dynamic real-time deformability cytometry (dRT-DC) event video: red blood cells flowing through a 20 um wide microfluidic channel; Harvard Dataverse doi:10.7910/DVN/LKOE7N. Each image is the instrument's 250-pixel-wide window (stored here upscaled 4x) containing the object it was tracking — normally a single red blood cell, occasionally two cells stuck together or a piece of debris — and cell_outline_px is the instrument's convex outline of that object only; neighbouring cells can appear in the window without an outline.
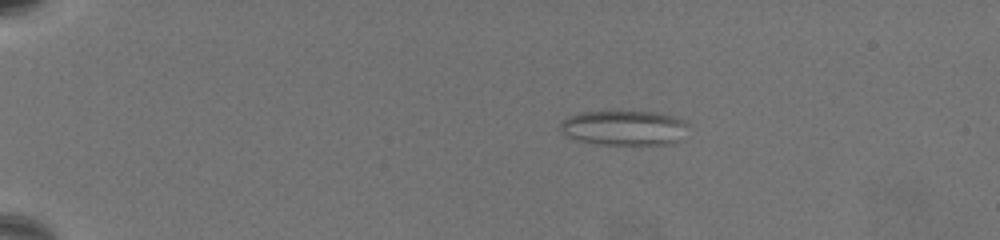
{"species": "common noctule bat (a hibernating species)", "species_latin": "Nyctalus noctula", "temperature_condition": "warm", "stored_images_in_passage": 67, "camera_frame_rate_fps": 3000, "um_per_image_px": 0.085, "animal": {"sex": "female", "body_mass_g": 19.5, "forearm_length_mm": 54.1}, "frame": {"image": 1, "passage_image": 15, "time_ms": 4.667, "image_size_px": [1000, 240], "cell_outline_px": [[688, 124], [676, 140], [672, 144], [596, 144], [576, 140], [568, 136], [560, 128], [560, 124], [568, 116], [580, 112], [620, 108], [656, 112], [672, 116], [684, 120]], "centroid_in_image_um": [52.98, 10.8], "position_along_channel_um": 32.0, "area_um2": 26.59}}
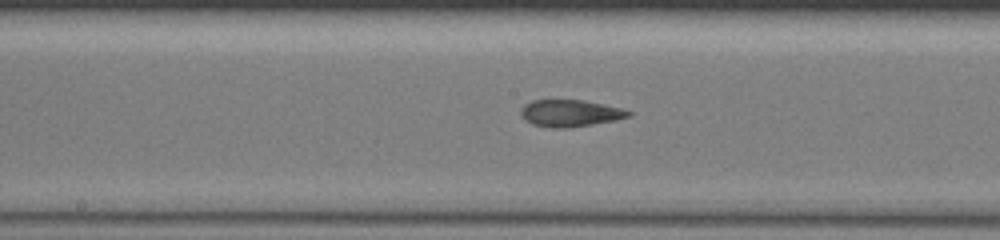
{"frame": {"image": 2, "passage_image": 39, "time_ms": 12.667, "image_size_px": [1000, 240], "cell_outline_px": [[632, 116], [616, 120], [568, 128], [548, 128], [532, 124], [524, 120], [520, 112], [520, 108], [524, 104], [532, 100], [584, 100], [620, 108], [632, 112]], "centroid_in_image_um": [48.43, 9.63], "position_along_channel_um": 199.8, "area_um2": 16.99}}
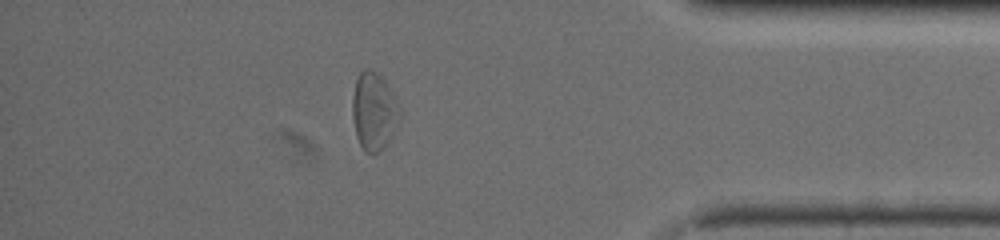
{"frame": {"image": 3, "passage_image": 60, "time_ms": 19.667, "image_size_px": [1000, 240], "cell_outline_px": [[400, 116], [388, 140], [372, 156], [364, 152], [356, 136], [352, 116], [352, 96], [356, 80], [360, 72], [364, 68], [380, 76], [384, 80], [400, 108]], "centroid_in_image_um": [31.73, 9.47], "position_along_channel_um": 403.5, "area_um2": 20.87}, "authors_computed_cell_mechanics": {"area_um2": 20.8658, "velocity_mm_per_s": 3.2623, "shape_relaxation_time_tau1_ms": null, "shape_relaxation_time_tau2_ms": 2.5607, "deformation_change_tau1": null, "deformation_change_tau2": 0.1145}}